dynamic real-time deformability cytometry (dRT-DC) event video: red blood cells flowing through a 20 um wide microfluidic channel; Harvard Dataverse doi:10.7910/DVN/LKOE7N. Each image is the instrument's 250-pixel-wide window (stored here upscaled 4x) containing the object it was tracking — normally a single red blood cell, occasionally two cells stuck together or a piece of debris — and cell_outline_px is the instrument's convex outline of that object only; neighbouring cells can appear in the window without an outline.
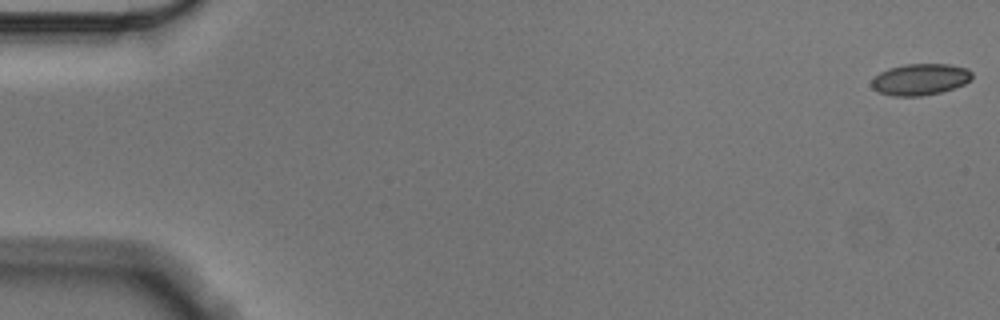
{"species": "Egyptian fruit bat (a non-hibernating species)", "species_latin": "Rousettus aegyptiacus", "temperature_condition": "cold", "stored_images_in_passage": 57, "camera_frame_rate_fps": 3000, "um_per_image_px": 0.085, "animal": {"sex": "male"}, "frame": {"image": 1, "passage_image": 1, "time_ms": 0.0, "image_size_px": [1000, 320], "cell_outline_px": [[972, 80], [956, 88], [940, 92], [920, 96], [892, 96], [880, 92], [872, 88], [872, 80], [880, 72], [888, 68], [904, 64], [948, 64], [968, 68], [972, 72]], "centroid_in_image_um": [78.25, 6.74], "position_along_channel_um": 6.8, "area_um2": 18.5}}
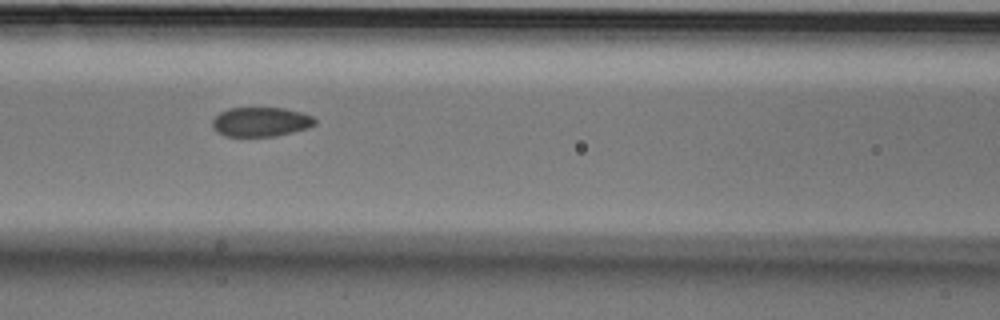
{"frame": {"image": 2, "passage_image": 25, "time_ms": 8.0, "image_size_px": [1000, 320], "cell_outline_px": [[316, 124], [308, 128], [276, 136], [224, 136], [216, 132], [212, 128], [212, 120], [220, 112], [228, 108], [284, 108], [300, 112], [312, 116], [316, 120]], "centroid_in_image_um": [22.14, 10.36], "position_along_channel_um": 144.5, "area_um2": 17.63}}
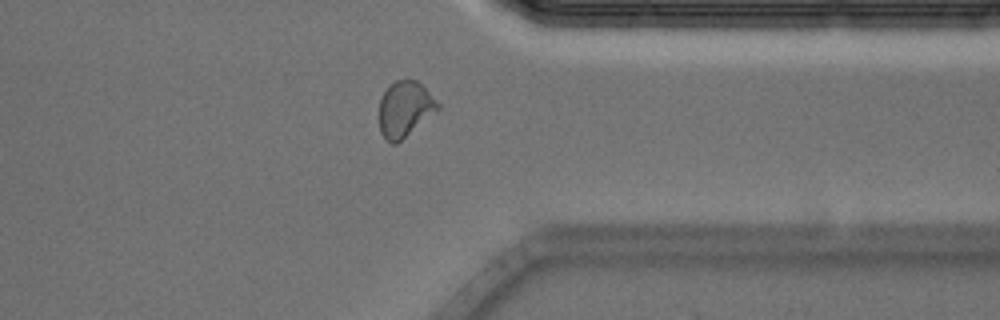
{"frame": {"image": 3, "passage_image": 45, "time_ms": 14.667, "image_size_px": [1000, 320], "cell_outline_px": [[440, 108], [396, 144], [392, 144], [380, 132], [380, 96], [396, 80], [416, 80], [440, 104]], "centroid_in_image_um": [34.4, 9.27], "position_along_channel_um": 377.0, "area_um2": 18.5}, "authors_computed_cell_mechanics": {"area_um2": 18.6116, "velocity_mm_per_s": 3.548, "shape_relaxation_time_tau1_ms": 8.2461, "shape_relaxation_time_tau2_ms": 1.2463, "deformation_change_tau1": 0.1274, "deformation_change_tau2": 0.0358}}